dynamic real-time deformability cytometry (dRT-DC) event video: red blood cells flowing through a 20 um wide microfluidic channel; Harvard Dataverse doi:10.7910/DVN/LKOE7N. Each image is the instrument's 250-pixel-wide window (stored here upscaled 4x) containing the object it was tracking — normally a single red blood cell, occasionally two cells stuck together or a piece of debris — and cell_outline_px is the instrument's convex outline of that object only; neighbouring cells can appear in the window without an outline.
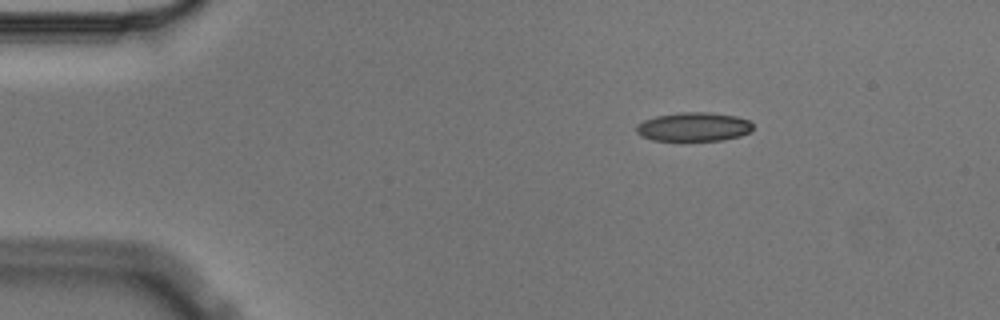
{"species": "Egyptian fruit bat (a non-hibernating species)", "species_latin": "Rousettus aegyptiacus", "temperature_condition": "cold", "stored_images_in_passage": 4, "segment_of_instrument_passage": [1, 2], "camera_frame_rate_fps": 3000, "um_per_image_px": 0.085, "animal": {"sex": "male"}, "frame": {"image": 1, "passage_image": 1, "time_ms": 0.0, "image_size_px": [1000, 320], "cell_outline_px": [[752, 132], [740, 136], [724, 140], [684, 144], [652, 140], [640, 136], [636, 132], [636, 124], [644, 120], [656, 116], [680, 112], [708, 112], [736, 116], [748, 120], [752, 124]], "centroid_in_image_um": [58.93, 10.84], "position_along_channel_um": 26.1, "area_um2": 20.75}}